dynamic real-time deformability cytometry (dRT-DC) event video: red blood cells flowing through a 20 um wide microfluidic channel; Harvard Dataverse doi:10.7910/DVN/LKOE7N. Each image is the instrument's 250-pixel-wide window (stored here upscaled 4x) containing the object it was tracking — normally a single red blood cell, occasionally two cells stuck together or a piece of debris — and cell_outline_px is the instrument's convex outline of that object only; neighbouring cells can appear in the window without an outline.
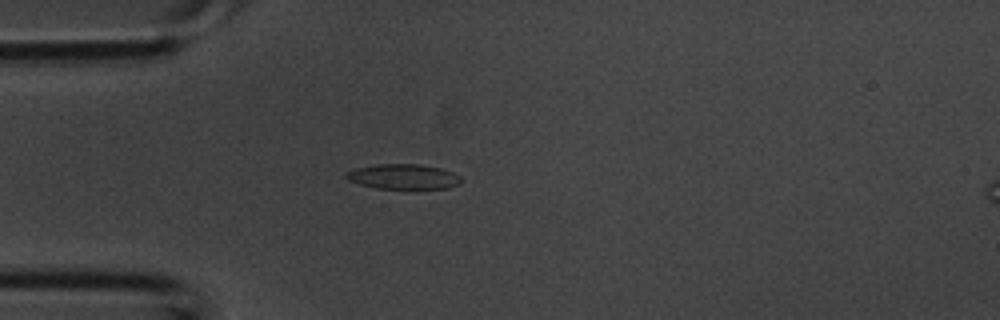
{"species": "common noctule bat (a hibernating species)", "species_latin": "Nyctalus noctula", "temperature_condition": "room temperature", "stored_images_in_passage": 5, "camera_frame_rate_fps": 3000, "um_per_image_px": 0.085, "animal": {"sex": "male", "body_mass_g": 20.1, "forearm_length_mm": 53.5}, "frame": {"image": 1, "passage_image": 4, "time_ms": 1.0, "image_size_px": [1000, 320], "cell_outline_px": [[460, 184], [448, 188], [376, 188], [360, 184], [348, 180], [344, 176], [344, 172], [356, 168], [376, 164], [420, 164], [440, 168], [452, 172], [460, 176]], "centroid_in_image_um": [34.25, 15.0], "position_along_channel_um": 50.7, "area_um2": 16.7}}